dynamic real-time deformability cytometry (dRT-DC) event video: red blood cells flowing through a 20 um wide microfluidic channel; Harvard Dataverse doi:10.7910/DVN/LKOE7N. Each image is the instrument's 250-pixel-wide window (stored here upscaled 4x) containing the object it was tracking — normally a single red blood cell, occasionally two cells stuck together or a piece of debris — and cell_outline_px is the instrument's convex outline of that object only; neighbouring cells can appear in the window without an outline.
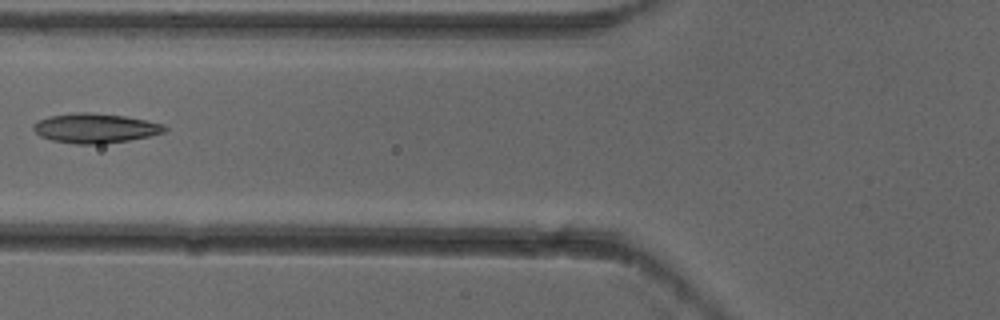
{"species": "common noctule bat (a hibernating species)", "species_latin": "Nyctalus noctula", "temperature_condition": "cold", "stored_images_in_passage": 6, "camera_frame_rate_fps": 3000, "um_per_image_px": 0.085, "animal": {"sex": "female"}, "frame": {"image": 1, "passage_image": 5, "time_ms": 1.333, "image_size_px": [1000, 320], "cell_outline_px": [[168, 128], [164, 132], [148, 136], [128, 140], [100, 144], [76, 144], [52, 140], [40, 136], [32, 128], [32, 124], [48, 116], [76, 112], [88, 112], [124, 116], [164, 124]], "centroid_in_image_um": [8.07, 10.89], "position_along_channel_um": 117.7, "area_um2": 22.48}}
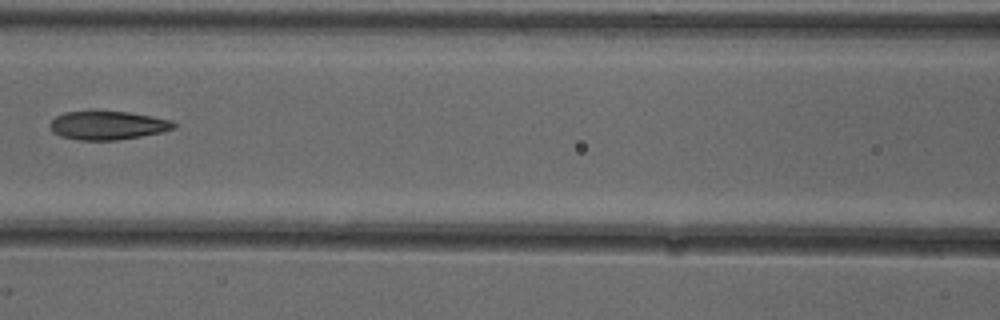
{"frame": {"image": 2, "passage_image": 6, "time_ms": 1.667, "image_size_px": [1000, 320], "cell_outline_px": [[176, 128], [160, 132], [140, 136], [116, 140], [80, 140], [60, 136], [52, 132], [48, 124], [56, 116], [64, 112], [128, 112], [152, 116], [172, 120], [176, 124]], "centroid_in_image_um": [9.14, 10.66], "position_along_channel_um": 157.5, "area_um2": 20.46}}